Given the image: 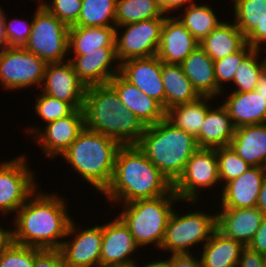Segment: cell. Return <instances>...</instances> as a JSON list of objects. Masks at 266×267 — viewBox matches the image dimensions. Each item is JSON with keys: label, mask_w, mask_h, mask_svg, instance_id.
Here are the masks:
<instances>
[{"label": "cell", "mask_w": 266, "mask_h": 267, "mask_svg": "<svg viewBox=\"0 0 266 267\" xmlns=\"http://www.w3.org/2000/svg\"><path fill=\"white\" fill-rule=\"evenodd\" d=\"M59 193L35 191L17 210L12 242L39 249L59 250L72 220Z\"/></svg>", "instance_id": "cell-1"}, {"label": "cell", "mask_w": 266, "mask_h": 267, "mask_svg": "<svg viewBox=\"0 0 266 267\" xmlns=\"http://www.w3.org/2000/svg\"><path fill=\"white\" fill-rule=\"evenodd\" d=\"M173 185L136 145L117 151L110 184L102 193L111 203L127 204L168 194Z\"/></svg>", "instance_id": "cell-2"}, {"label": "cell", "mask_w": 266, "mask_h": 267, "mask_svg": "<svg viewBox=\"0 0 266 267\" xmlns=\"http://www.w3.org/2000/svg\"><path fill=\"white\" fill-rule=\"evenodd\" d=\"M85 127L117 140L121 145H136L146 126L129 111L108 83L87 87L83 107Z\"/></svg>", "instance_id": "cell-3"}, {"label": "cell", "mask_w": 266, "mask_h": 267, "mask_svg": "<svg viewBox=\"0 0 266 267\" xmlns=\"http://www.w3.org/2000/svg\"><path fill=\"white\" fill-rule=\"evenodd\" d=\"M136 146L173 185L187 161L199 149L196 139L166 117L147 126Z\"/></svg>", "instance_id": "cell-4"}, {"label": "cell", "mask_w": 266, "mask_h": 267, "mask_svg": "<svg viewBox=\"0 0 266 267\" xmlns=\"http://www.w3.org/2000/svg\"><path fill=\"white\" fill-rule=\"evenodd\" d=\"M121 146L117 140L85 127L61 157L89 185L103 193L111 182Z\"/></svg>", "instance_id": "cell-5"}, {"label": "cell", "mask_w": 266, "mask_h": 267, "mask_svg": "<svg viewBox=\"0 0 266 267\" xmlns=\"http://www.w3.org/2000/svg\"><path fill=\"white\" fill-rule=\"evenodd\" d=\"M180 202L173 189L166 195L122 204L119 217L128 226L139 247L154 244L160 250L174 204Z\"/></svg>", "instance_id": "cell-6"}, {"label": "cell", "mask_w": 266, "mask_h": 267, "mask_svg": "<svg viewBox=\"0 0 266 267\" xmlns=\"http://www.w3.org/2000/svg\"><path fill=\"white\" fill-rule=\"evenodd\" d=\"M216 230V212L194 211L180 215L173 210L165 230L161 250L171 254H191L194 245L204 246Z\"/></svg>", "instance_id": "cell-7"}, {"label": "cell", "mask_w": 266, "mask_h": 267, "mask_svg": "<svg viewBox=\"0 0 266 267\" xmlns=\"http://www.w3.org/2000/svg\"><path fill=\"white\" fill-rule=\"evenodd\" d=\"M69 27L41 4L33 16L31 34L24 48L48 63L67 61Z\"/></svg>", "instance_id": "cell-8"}, {"label": "cell", "mask_w": 266, "mask_h": 267, "mask_svg": "<svg viewBox=\"0 0 266 267\" xmlns=\"http://www.w3.org/2000/svg\"><path fill=\"white\" fill-rule=\"evenodd\" d=\"M47 63L24 47H7L0 51V83L9 91L41 87Z\"/></svg>", "instance_id": "cell-9"}, {"label": "cell", "mask_w": 266, "mask_h": 267, "mask_svg": "<svg viewBox=\"0 0 266 267\" xmlns=\"http://www.w3.org/2000/svg\"><path fill=\"white\" fill-rule=\"evenodd\" d=\"M219 182L216 150L199 148L187 161L182 175L173 184V192L180 201L193 203L196 206L202 188L204 191Z\"/></svg>", "instance_id": "cell-10"}, {"label": "cell", "mask_w": 266, "mask_h": 267, "mask_svg": "<svg viewBox=\"0 0 266 267\" xmlns=\"http://www.w3.org/2000/svg\"><path fill=\"white\" fill-rule=\"evenodd\" d=\"M27 157L19 155L0 163V213L9 215L17 210L37 190L34 171L29 170ZM28 165V166H27ZM33 173V174H32Z\"/></svg>", "instance_id": "cell-11"}, {"label": "cell", "mask_w": 266, "mask_h": 267, "mask_svg": "<svg viewBox=\"0 0 266 267\" xmlns=\"http://www.w3.org/2000/svg\"><path fill=\"white\" fill-rule=\"evenodd\" d=\"M164 20L165 18H154L116 26L115 52L118 62L156 56ZM118 27H125L122 34L119 33Z\"/></svg>", "instance_id": "cell-12"}, {"label": "cell", "mask_w": 266, "mask_h": 267, "mask_svg": "<svg viewBox=\"0 0 266 267\" xmlns=\"http://www.w3.org/2000/svg\"><path fill=\"white\" fill-rule=\"evenodd\" d=\"M85 128L84 113L82 109H75L70 115L47 123L42 130L37 126L29 127L26 132L33 133L36 142L46 158L55 159L62 156L69 146L76 140Z\"/></svg>", "instance_id": "cell-13"}, {"label": "cell", "mask_w": 266, "mask_h": 267, "mask_svg": "<svg viewBox=\"0 0 266 267\" xmlns=\"http://www.w3.org/2000/svg\"><path fill=\"white\" fill-rule=\"evenodd\" d=\"M76 226V222L72 218L66 234L70 240H63L59 249L64 266L100 267L102 225H95L83 230Z\"/></svg>", "instance_id": "cell-14"}, {"label": "cell", "mask_w": 266, "mask_h": 267, "mask_svg": "<svg viewBox=\"0 0 266 267\" xmlns=\"http://www.w3.org/2000/svg\"><path fill=\"white\" fill-rule=\"evenodd\" d=\"M139 248L128 226L119 216L102 225L100 267L125 266L136 263L135 257L131 256Z\"/></svg>", "instance_id": "cell-15"}, {"label": "cell", "mask_w": 266, "mask_h": 267, "mask_svg": "<svg viewBox=\"0 0 266 267\" xmlns=\"http://www.w3.org/2000/svg\"><path fill=\"white\" fill-rule=\"evenodd\" d=\"M41 91L53 98L82 109L87 87L78 79L70 62L48 63Z\"/></svg>", "instance_id": "cell-16"}, {"label": "cell", "mask_w": 266, "mask_h": 267, "mask_svg": "<svg viewBox=\"0 0 266 267\" xmlns=\"http://www.w3.org/2000/svg\"><path fill=\"white\" fill-rule=\"evenodd\" d=\"M73 56L67 60L85 87L108 84L119 73L120 63L116 57L115 47H103L100 51Z\"/></svg>", "instance_id": "cell-17"}, {"label": "cell", "mask_w": 266, "mask_h": 267, "mask_svg": "<svg viewBox=\"0 0 266 267\" xmlns=\"http://www.w3.org/2000/svg\"><path fill=\"white\" fill-rule=\"evenodd\" d=\"M162 61L157 57L132 58L120 63L119 74L165 110V92L161 75Z\"/></svg>", "instance_id": "cell-18"}, {"label": "cell", "mask_w": 266, "mask_h": 267, "mask_svg": "<svg viewBox=\"0 0 266 267\" xmlns=\"http://www.w3.org/2000/svg\"><path fill=\"white\" fill-rule=\"evenodd\" d=\"M109 84L118 93L120 102L134 113L146 127L154 125L166 117V111L158 101L147 96L119 73L109 81Z\"/></svg>", "instance_id": "cell-19"}, {"label": "cell", "mask_w": 266, "mask_h": 267, "mask_svg": "<svg viewBox=\"0 0 266 267\" xmlns=\"http://www.w3.org/2000/svg\"><path fill=\"white\" fill-rule=\"evenodd\" d=\"M263 217L264 215L256 207L220 208V211L216 212V229L224 236L248 246Z\"/></svg>", "instance_id": "cell-20"}, {"label": "cell", "mask_w": 266, "mask_h": 267, "mask_svg": "<svg viewBox=\"0 0 266 267\" xmlns=\"http://www.w3.org/2000/svg\"><path fill=\"white\" fill-rule=\"evenodd\" d=\"M265 167H250L241 176L227 182L221 189V208H254L257 205Z\"/></svg>", "instance_id": "cell-21"}, {"label": "cell", "mask_w": 266, "mask_h": 267, "mask_svg": "<svg viewBox=\"0 0 266 267\" xmlns=\"http://www.w3.org/2000/svg\"><path fill=\"white\" fill-rule=\"evenodd\" d=\"M199 46L190 31L173 16H166L157 57L167 64H181Z\"/></svg>", "instance_id": "cell-22"}, {"label": "cell", "mask_w": 266, "mask_h": 267, "mask_svg": "<svg viewBox=\"0 0 266 267\" xmlns=\"http://www.w3.org/2000/svg\"><path fill=\"white\" fill-rule=\"evenodd\" d=\"M181 66L201 97L222 95L223 92L217 87L214 61L200 45L185 58Z\"/></svg>", "instance_id": "cell-23"}, {"label": "cell", "mask_w": 266, "mask_h": 267, "mask_svg": "<svg viewBox=\"0 0 266 267\" xmlns=\"http://www.w3.org/2000/svg\"><path fill=\"white\" fill-rule=\"evenodd\" d=\"M230 147L250 167H265L266 123L235 128Z\"/></svg>", "instance_id": "cell-24"}, {"label": "cell", "mask_w": 266, "mask_h": 267, "mask_svg": "<svg viewBox=\"0 0 266 267\" xmlns=\"http://www.w3.org/2000/svg\"><path fill=\"white\" fill-rule=\"evenodd\" d=\"M223 105L235 128L266 123V100L255 90L231 92Z\"/></svg>", "instance_id": "cell-25"}, {"label": "cell", "mask_w": 266, "mask_h": 267, "mask_svg": "<svg viewBox=\"0 0 266 267\" xmlns=\"http://www.w3.org/2000/svg\"><path fill=\"white\" fill-rule=\"evenodd\" d=\"M235 127L225 106L209 107L200 134L196 139L199 148L215 149L230 146Z\"/></svg>", "instance_id": "cell-26"}, {"label": "cell", "mask_w": 266, "mask_h": 267, "mask_svg": "<svg viewBox=\"0 0 266 267\" xmlns=\"http://www.w3.org/2000/svg\"><path fill=\"white\" fill-rule=\"evenodd\" d=\"M161 75L165 92V111L177 105L194 102L201 97L185 75L181 64L162 62Z\"/></svg>", "instance_id": "cell-27"}, {"label": "cell", "mask_w": 266, "mask_h": 267, "mask_svg": "<svg viewBox=\"0 0 266 267\" xmlns=\"http://www.w3.org/2000/svg\"><path fill=\"white\" fill-rule=\"evenodd\" d=\"M116 26L83 27L74 25L68 31V52L85 55L103 47H115Z\"/></svg>", "instance_id": "cell-28"}, {"label": "cell", "mask_w": 266, "mask_h": 267, "mask_svg": "<svg viewBox=\"0 0 266 267\" xmlns=\"http://www.w3.org/2000/svg\"><path fill=\"white\" fill-rule=\"evenodd\" d=\"M245 36L237 28L235 23H220L201 42L200 47L211 57L213 61L223 59L232 53L239 51L244 45Z\"/></svg>", "instance_id": "cell-29"}, {"label": "cell", "mask_w": 266, "mask_h": 267, "mask_svg": "<svg viewBox=\"0 0 266 267\" xmlns=\"http://www.w3.org/2000/svg\"><path fill=\"white\" fill-rule=\"evenodd\" d=\"M243 245L237 240L224 236L217 229L203 246L202 267H237Z\"/></svg>", "instance_id": "cell-30"}, {"label": "cell", "mask_w": 266, "mask_h": 267, "mask_svg": "<svg viewBox=\"0 0 266 267\" xmlns=\"http://www.w3.org/2000/svg\"><path fill=\"white\" fill-rule=\"evenodd\" d=\"M212 99V97H200L194 102L174 106L166 111V118L197 139Z\"/></svg>", "instance_id": "cell-31"}, {"label": "cell", "mask_w": 266, "mask_h": 267, "mask_svg": "<svg viewBox=\"0 0 266 267\" xmlns=\"http://www.w3.org/2000/svg\"><path fill=\"white\" fill-rule=\"evenodd\" d=\"M183 14L176 18L181 24L187 28L193 37L201 42L212 30H214L220 23L218 16L214 13L213 8L208 4H197L193 0L184 7Z\"/></svg>", "instance_id": "cell-32"}, {"label": "cell", "mask_w": 266, "mask_h": 267, "mask_svg": "<svg viewBox=\"0 0 266 267\" xmlns=\"http://www.w3.org/2000/svg\"><path fill=\"white\" fill-rule=\"evenodd\" d=\"M166 16L157 0H117L115 26Z\"/></svg>", "instance_id": "cell-33"}, {"label": "cell", "mask_w": 266, "mask_h": 267, "mask_svg": "<svg viewBox=\"0 0 266 267\" xmlns=\"http://www.w3.org/2000/svg\"><path fill=\"white\" fill-rule=\"evenodd\" d=\"M117 0H82L75 25L83 27L115 26Z\"/></svg>", "instance_id": "cell-34"}, {"label": "cell", "mask_w": 266, "mask_h": 267, "mask_svg": "<svg viewBox=\"0 0 266 267\" xmlns=\"http://www.w3.org/2000/svg\"><path fill=\"white\" fill-rule=\"evenodd\" d=\"M234 23L246 37L266 18V0H232Z\"/></svg>", "instance_id": "cell-35"}, {"label": "cell", "mask_w": 266, "mask_h": 267, "mask_svg": "<svg viewBox=\"0 0 266 267\" xmlns=\"http://www.w3.org/2000/svg\"><path fill=\"white\" fill-rule=\"evenodd\" d=\"M261 50L253 49L237 67L233 78V86H236L232 92H250L255 90L261 72L266 68V59L259 61Z\"/></svg>", "instance_id": "cell-36"}, {"label": "cell", "mask_w": 266, "mask_h": 267, "mask_svg": "<svg viewBox=\"0 0 266 267\" xmlns=\"http://www.w3.org/2000/svg\"><path fill=\"white\" fill-rule=\"evenodd\" d=\"M218 158L219 178L222 187L229 181L241 176L250 166L230 147L215 148ZM225 181V182H223Z\"/></svg>", "instance_id": "cell-37"}, {"label": "cell", "mask_w": 266, "mask_h": 267, "mask_svg": "<svg viewBox=\"0 0 266 267\" xmlns=\"http://www.w3.org/2000/svg\"><path fill=\"white\" fill-rule=\"evenodd\" d=\"M35 112L45 124L70 115L75 108L67 102L53 98L43 92L38 93Z\"/></svg>", "instance_id": "cell-38"}, {"label": "cell", "mask_w": 266, "mask_h": 267, "mask_svg": "<svg viewBox=\"0 0 266 267\" xmlns=\"http://www.w3.org/2000/svg\"><path fill=\"white\" fill-rule=\"evenodd\" d=\"M253 50L249 44H245L239 51L214 61V70L217 87L224 93L223 83H232L237 67L241 61Z\"/></svg>", "instance_id": "cell-39"}, {"label": "cell", "mask_w": 266, "mask_h": 267, "mask_svg": "<svg viewBox=\"0 0 266 267\" xmlns=\"http://www.w3.org/2000/svg\"><path fill=\"white\" fill-rule=\"evenodd\" d=\"M41 250L11 242L0 254V267H33Z\"/></svg>", "instance_id": "cell-40"}, {"label": "cell", "mask_w": 266, "mask_h": 267, "mask_svg": "<svg viewBox=\"0 0 266 267\" xmlns=\"http://www.w3.org/2000/svg\"><path fill=\"white\" fill-rule=\"evenodd\" d=\"M33 19L31 22L21 18L7 20L4 12V41L7 47H24L31 34Z\"/></svg>", "instance_id": "cell-41"}, {"label": "cell", "mask_w": 266, "mask_h": 267, "mask_svg": "<svg viewBox=\"0 0 266 267\" xmlns=\"http://www.w3.org/2000/svg\"><path fill=\"white\" fill-rule=\"evenodd\" d=\"M50 1L49 3L44 1L41 5L68 27H72L77 23L81 11L82 0Z\"/></svg>", "instance_id": "cell-42"}, {"label": "cell", "mask_w": 266, "mask_h": 267, "mask_svg": "<svg viewBox=\"0 0 266 267\" xmlns=\"http://www.w3.org/2000/svg\"><path fill=\"white\" fill-rule=\"evenodd\" d=\"M33 267H65L60 250L42 249L34 258Z\"/></svg>", "instance_id": "cell-43"}, {"label": "cell", "mask_w": 266, "mask_h": 267, "mask_svg": "<svg viewBox=\"0 0 266 267\" xmlns=\"http://www.w3.org/2000/svg\"><path fill=\"white\" fill-rule=\"evenodd\" d=\"M237 267H266V256L261 255L249 246H244Z\"/></svg>", "instance_id": "cell-44"}, {"label": "cell", "mask_w": 266, "mask_h": 267, "mask_svg": "<svg viewBox=\"0 0 266 267\" xmlns=\"http://www.w3.org/2000/svg\"><path fill=\"white\" fill-rule=\"evenodd\" d=\"M245 42L253 49L261 50V44L266 43V18L264 21L252 29V31L245 37Z\"/></svg>", "instance_id": "cell-45"}, {"label": "cell", "mask_w": 266, "mask_h": 267, "mask_svg": "<svg viewBox=\"0 0 266 267\" xmlns=\"http://www.w3.org/2000/svg\"><path fill=\"white\" fill-rule=\"evenodd\" d=\"M168 267H202L200 258H195L194 254H172L166 259Z\"/></svg>", "instance_id": "cell-46"}, {"label": "cell", "mask_w": 266, "mask_h": 267, "mask_svg": "<svg viewBox=\"0 0 266 267\" xmlns=\"http://www.w3.org/2000/svg\"><path fill=\"white\" fill-rule=\"evenodd\" d=\"M248 246L261 255L266 256V216L262 218L260 226Z\"/></svg>", "instance_id": "cell-47"}, {"label": "cell", "mask_w": 266, "mask_h": 267, "mask_svg": "<svg viewBox=\"0 0 266 267\" xmlns=\"http://www.w3.org/2000/svg\"><path fill=\"white\" fill-rule=\"evenodd\" d=\"M163 12L168 16L173 10L183 8L193 0H157Z\"/></svg>", "instance_id": "cell-48"}, {"label": "cell", "mask_w": 266, "mask_h": 267, "mask_svg": "<svg viewBox=\"0 0 266 267\" xmlns=\"http://www.w3.org/2000/svg\"><path fill=\"white\" fill-rule=\"evenodd\" d=\"M256 208H258L261 213L266 216V175L264 177V180L262 182V186L259 192L258 202L256 205Z\"/></svg>", "instance_id": "cell-49"}, {"label": "cell", "mask_w": 266, "mask_h": 267, "mask_svg": "<svg viewBox=\"0 0 266 267\" xmlns=\"http://www.w3.org/2000/svg\"><path fill=\"white\" fill-rule=\"evenodd\" d=\"M12 242L11 229H4L0 226V254Z\"/></svg>", "instance_id": "cell-50"}, {"label": "cell", "mask_w": 266, "mask_h": 267, "mask_svg": "<svg viewBox=\"0 0 266 267\" xmlns=\"http://www.w3.org/2000/svg\"><path fill=\"white\" fill-rule=\"evenodd\" d=\"M255 91L266 100V68L259 76Z\"/></svg>", "instance_id": "cell-51"}, {"label": "cell", "mask_w": 266, "mask_h": 267, "mask_svg": "<svg viewBox=\"0 0 266 267\" xmlns=\"http://www.w3.org/2000/svg\"><path fill=\"white\" fill-rule=\"evenodd\" d=\"M3 23H4V11L2 7L0 6V47L1 49L5 47Z\"/></svg>", "instance_id": "cell-52"}, {"label": "cell", "mask_w": 266, "mask_h": 267, "mask_svg": "<svg viewBox=\"0 0 266 267\" xmlns=\"http://www.w3.org/2000/svg\"><path fill=\"white\" fill-rule=\"evenodd\" d=\"M142 267H168L167 260H153L152 262H148L144 264Z\"/></svg>", "instance_id": "cell-53"}, {"label": "cell", "mask_w": 266, "mask_h": 267, "mask_svg": "<svg viewBox=\"0 0 266 267\" xmlns=\"http://www.w3.org/2000/svg\"><path fill=\"white\" fill-rule=\"evenodd\" d=\"M138 262H136V263H133V264H130V265H125V266H114V267H139L138 265L139 264H137Z\"/></svg>", "instance_id": "cell-54"}, {"label": "cell", "mask_w": 266, "mask_h": 267, "mask_svg": "<svg viewBox=\"0 0 266 267\" xmlns=\"http://www.w3.org/2000/svg\"><path fill=\"white\" fill-rule=\"evenodd\" d=\"M36 2H39V5L42 4L44 2V0H39V1H36Z\"/></svg>", "instance_id": "cell-55"}]
</instances>
